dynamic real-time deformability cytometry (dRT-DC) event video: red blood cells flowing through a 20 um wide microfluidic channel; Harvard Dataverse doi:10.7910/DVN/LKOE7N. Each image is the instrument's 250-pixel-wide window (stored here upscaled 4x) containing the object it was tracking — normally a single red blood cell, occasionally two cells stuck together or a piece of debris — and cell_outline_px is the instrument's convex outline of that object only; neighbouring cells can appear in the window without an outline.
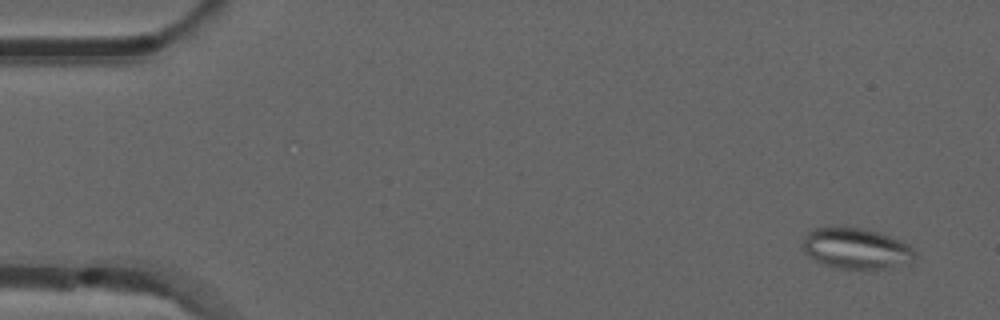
{"species": "common noctule bat (a hibernating species)", "species_latin": "Nyctalus noctula", "temperature_condition": "room temperature", "stored_images_in_passage": 53, "camera_frame_rate_fps": 3000, "um_per_image_px": 0.085, "animal": {"sex": "male", "forearm_length_mm": 52.5}, "frame": {"image": 1, "passage_image": 3, "time_ms": 0.667, "image_size_px": [1000, 320], "cell_outline_px": [[916, 260], [908, 264], [888, 268], [840, 268], [824, 264], [808, 256], [804, 252], [804, 232], [816, 228], [864, 228], [888, 236], [908, 244], [916, 252]], "centroid_in_image_um": [72.8, 21.13], "position_along_channel_um": 12.2, "area_um2": 26.41}}
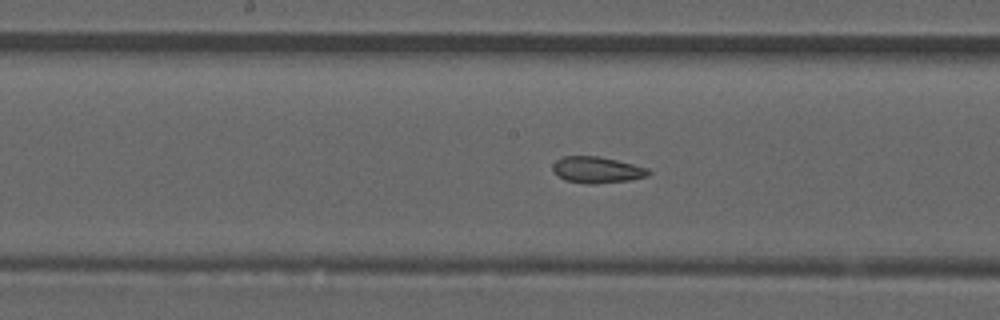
{"frame": {"image": 2, "passage_image": 27, "time_ms": 8.667, "image_size_px": [1000, 320], "cell_outline_px": [[652, 172], [648, 176], [628, 180], [592, 184], [588, 184], [564, 180], [552, 172], [552, 164], [556, 160], [564, 156], [600, 156], [648, 168]], "centroid_in_image_um": [50.71, 14.43], "position_along_channel_um": 197.5, "area_um2": 14.74}}
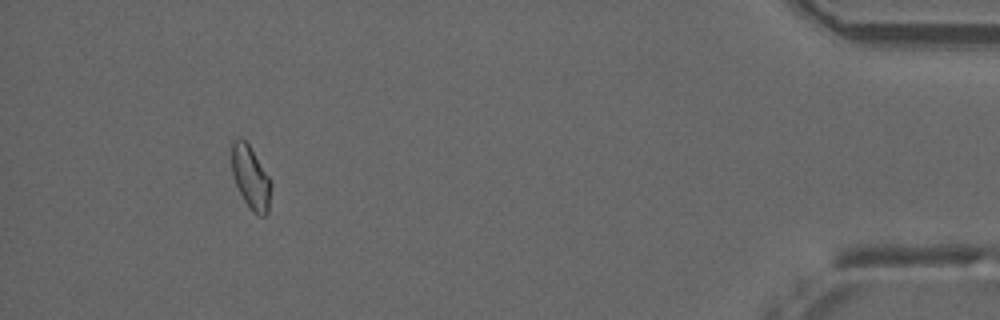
{"frame": {"image": 3, "passage_image": 49, "time_ms": 16.0, "image_size_px": [1000, 320], "cell_outline_px": [[272, 184], [268, 212], [264, 216], [260, 216], [252, 212], [244, 200], [236, 184], [232, 172], [232, 140], [240, 136], [248, 144], [268, 176]], "centroid_in_image_um": [21.31, 15.1], "position_along_channel_um": 413.9, "area_um2": 14.28}, "authors_computed_cell_mechanics": {"area_um2": 14.9124, "velocity_mm_per_s": 3.8533, "shape_relaxation_time_tau1_ms": null, "shape_relaxation_time_tau2_ms": 1.7616, "deformation_change_tau1": null, "deformation_change_tau2": 0.0792}}